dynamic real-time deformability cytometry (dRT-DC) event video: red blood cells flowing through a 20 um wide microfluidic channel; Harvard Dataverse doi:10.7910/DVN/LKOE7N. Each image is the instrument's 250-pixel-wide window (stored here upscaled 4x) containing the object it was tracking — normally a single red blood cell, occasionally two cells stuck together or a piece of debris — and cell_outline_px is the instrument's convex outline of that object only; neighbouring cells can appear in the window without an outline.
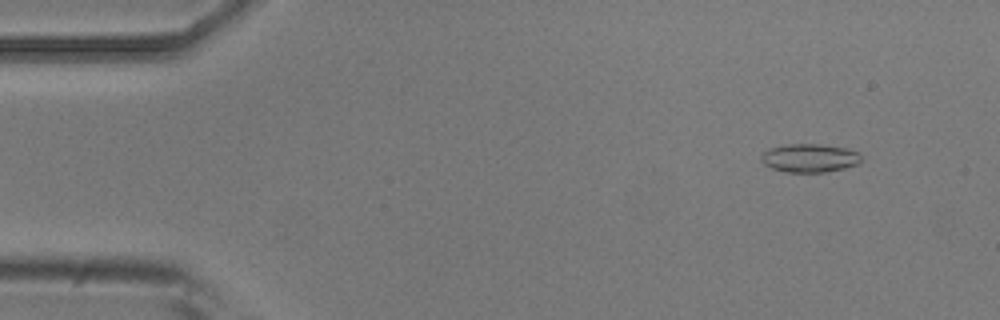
{"species": "common noctule bat (a hibernating species)", "species_latin": "Nyctalus noctula", "temperature_condition": "room temperature", "stored_images_in_passage": 4, "camera_frame_rate_fps": 3000, "um_per_image_px": 0.085, "animal": {"sex": "male", "body_mass_g": 20.5, "forearm_length_mm": 52.5}, "frame": {"image": 1, "passage_image": 2, "time_ms": 1.0, "image_size_px": [1000, 320], "cell_outline_px": [[860, 164], [844, 168], [824, 172], [784, 172], [772, 168], [764, 164], [760, 160], [760, 156], [768, 148], [788, 144], [820, 144], [844, 148], [860, 152]], "centroid_in_image_um": [68.8, 13.43], "position_along_channel_um": 16.2, "area_um2": 16.65}}